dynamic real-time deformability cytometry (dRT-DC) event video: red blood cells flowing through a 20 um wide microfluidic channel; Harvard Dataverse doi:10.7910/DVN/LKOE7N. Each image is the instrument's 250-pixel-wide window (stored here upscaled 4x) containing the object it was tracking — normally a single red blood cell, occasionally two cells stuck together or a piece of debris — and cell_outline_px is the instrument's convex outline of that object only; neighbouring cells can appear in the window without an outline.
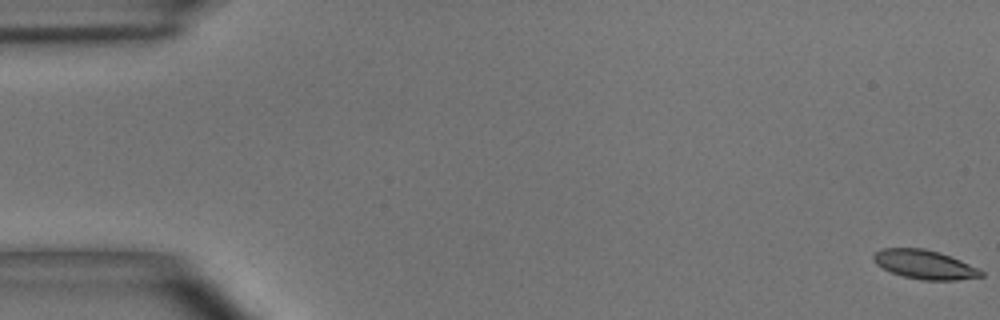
{"species": "common noctule bat (a hibernating species)", "species_latin": "Nyctalus noctula", "temperature_condition": "room temperature", "stored_images_in_passage": 56, "camera_frame_rate_fps": 3000, "um_per_image_px": 0.085, "animal": {"sex": "male", "body_mass_g": 15.6}, "frame": {"image": 1, "passage_image": 1, "time_ms": 0.0, "image_size_px": [1000, 320], "cell_outline_px": [[984, 276], [956, 280], [920, 280], [904, 276], [892, 272], [876, 264], [872, 260], [872, 256], [880, 248], [924, 248], [940, 252], [960, 260], [984, 272]], "centroid_in_image_um": [78.57, 22.48], "position_along_channel_um": 6.4, "area_um2": 18.09}}
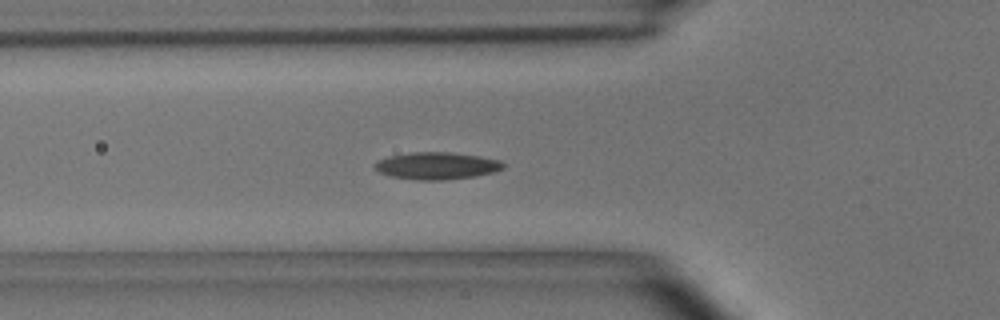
{"frame": {"image": 2, "passage_image": 20, "time_ms": 6.333, "image_size_px": [1000, 320], "cell_outline_px": [[504, 168], [492, 172], [476, 176], [444, 180], [416, 180], [388, 176], [380, 172], [372, 164], [376, 160], [388, 156], [412, 152], [448, 152], [480, 156], [500, 160], [504, 164]], "centroid_in_image_um": [37.08, 14.09], "position_along_channel_um": 88.7, "area_um2": 20.46}}
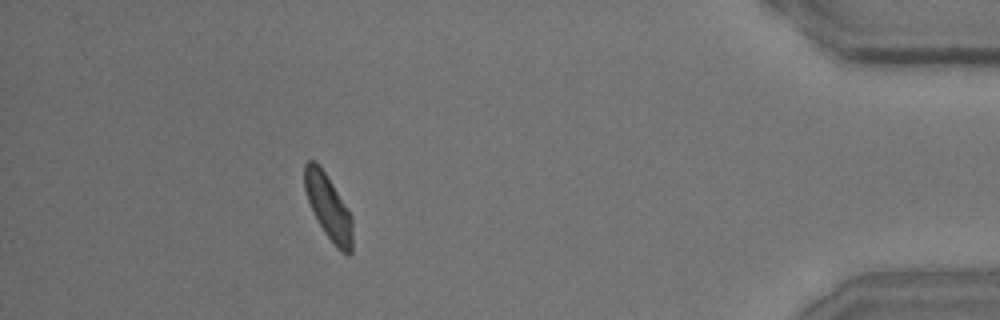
{"frame": {"image": 3, "passage_image": 51, "time_ms": 16.667, "image_size_px": [1000, 320], "cell_outline_px": [[352, 252], [348, 256], [340, 252], [336, 248], [324, 232], [308, 200], [304, 188], [304, 164], [308, 160], [316, 160], [332, 184], [352, 216]], "centroid_in_image_um": [27.92, 17.63], "position_along_channel_um": 407.3, "area_um2": 17.92}, "authors_computed_cell_mechanics": {"area_um2": 18.7272, "velocity_mm_per_s": 3.5897, "shape_relaxation_time_tau1_ms": 4.1334, "shape_relaxation_time_tau2_ms": 1.9222, "deformation_change_tau1": 0.1044, "deformation_change_tau2": 0.0691}}